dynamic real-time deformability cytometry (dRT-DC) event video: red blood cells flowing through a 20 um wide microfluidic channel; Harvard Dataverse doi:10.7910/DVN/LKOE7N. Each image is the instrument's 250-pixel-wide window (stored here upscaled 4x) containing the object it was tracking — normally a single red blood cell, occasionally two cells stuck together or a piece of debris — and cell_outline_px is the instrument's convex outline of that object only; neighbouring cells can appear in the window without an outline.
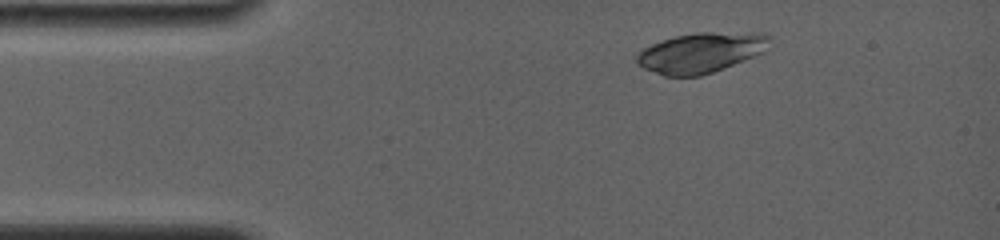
{"species": "common noctule bat (a hibernating species)", "species_latin": "Nyctalus noctula", "temperature_condition": "room temperature", "stored_images_in_passage": 4, "camera_frame_rate_fps": 4000, "um_per_image_px": 0.085, "animal": {"sex": "female", "body_mass_g": 19.0, "forearm_length_mm": 56.7}, "frame": {"image": 1, "passage_image": 1, "time_ms": 0.0, "image_size_px": [1000, 240], "cell_outline_px": [[772, 36], [764, 52], [724, 68], [700, 76], [664, 76], [644, 68], [636, 64], [636, 52], [652, 44], [676, 36], [696, 32], [764, 32]], "centroid_in_image_um": [59.59, 4.46], "position_along_channel_um": 25.4, "area_um2": 31.27}}